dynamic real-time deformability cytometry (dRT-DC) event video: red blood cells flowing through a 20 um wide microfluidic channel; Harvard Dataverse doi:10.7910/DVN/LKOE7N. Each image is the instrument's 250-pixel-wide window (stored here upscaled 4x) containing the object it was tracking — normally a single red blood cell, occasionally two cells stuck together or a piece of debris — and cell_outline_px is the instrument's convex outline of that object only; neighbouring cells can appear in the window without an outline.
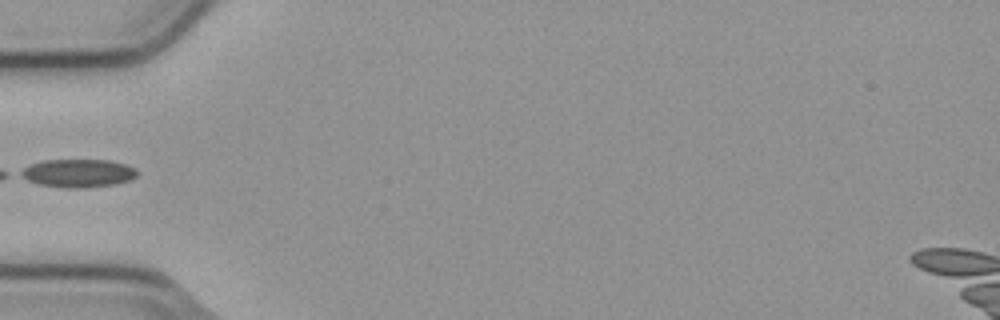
{"species": "common noctule bat (a hibernating species)", "species_latin": "Nyctalus noctula", "temperature_condition": "cold", "stored_images_in_passage": 2, "camera_frame_rate_fps": 3000, "um_per_image_px": 0.085, "animal": {"sex": "male", "body_mass_g": 23.1, "forearm_length_mm": 52.7}, "frame": {"image": 1, "passage_image": 1, "time_ms": 0.0, "image_size_px": [1000, 320], "cell_outline_px": [[140, 172], [132, 180], [116, 184], [84, 188], [64, 188], [40, 184], [28, 180], [20, 176], [16, 172], [32, 164], [44, 160], [108, 160], [124, 164], [136, 168]], "centroid_in_image_um": [6.66, 14.73], "position_along_channel_um": 78.3, "area_um2": 19.25}}
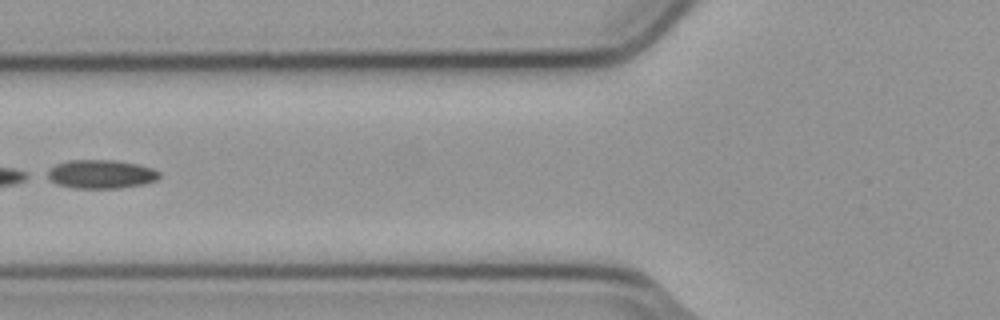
{"frame": {"image": 2, "passage_image": 2, "time_ms": 0.333, "image_size_px": [1000, 320], "cell_outline_px": [[160, 176], [156, 180], [144, 184], [120, 188], [72, 188], [56, 184], [44, 176], [56, 164], [68, 160], [116, 160], [140, 164], [152, 168], [160, 172]], "centroid_in_image_um": [8.59, 14.8], "position_along_channel_um": 117.2, "area_um2": 18.9}}